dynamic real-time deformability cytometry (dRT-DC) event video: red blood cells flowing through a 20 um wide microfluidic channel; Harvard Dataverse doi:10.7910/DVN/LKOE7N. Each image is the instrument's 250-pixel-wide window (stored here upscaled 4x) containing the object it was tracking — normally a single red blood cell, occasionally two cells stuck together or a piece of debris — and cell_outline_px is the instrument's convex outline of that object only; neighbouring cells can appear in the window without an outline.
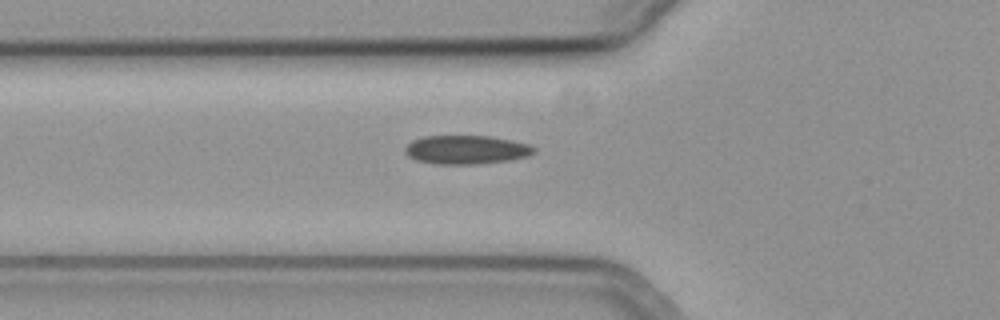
{"species": "common noctule bat (a hibernating species)", "species_latin": "Nyctalus noctula", "temperature_condition": "cold", "stored_images_in_passage": 38, "camera_frame_rate_fps": 3000, "um_per_image_px": 0.085, "animal": {"sex": "female", "body_mass_g": 19.3, "forearm_length_mm": 54.1}, "frame": {"image": 1, "passage_image": 2, "time_ms": 0.333, "image_size_px": [1000, 320], "cell_outline_px": [[536, 152], [528, 156], [508, 160], [472, 164], [436, 164], [416, 160], [408, 156], [404, 152], [404, 148], [412, 140], [424, 136], [488, 136], [528, 144], [536, 148]], "centroid_in_image_um": [39.6, 12.73], "position_along_channel_um": 86.2, "area_um2": 21.44}}
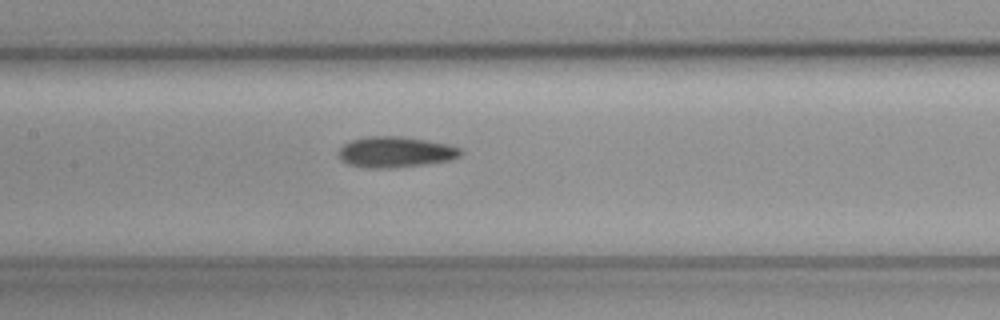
{"frame": {"image": 2, "passage_image": 9, "time_ms": 2.667, "image_size_px": [1000, 320], "cell_outline_px": [[464, 152], [460, 156], [448, 160], [424, 164], [392, 168], [364, 168], [348, 164], [340, 160], [336, 152], [344, 144], [352, 140], [368, 136], [400, 136], [428, 140], [448, 144], [460, 148]], "centroid_in_image_um": [33.58, 12.92], "position_along_channel_um": 173.8, "area_um2": 22.08}}
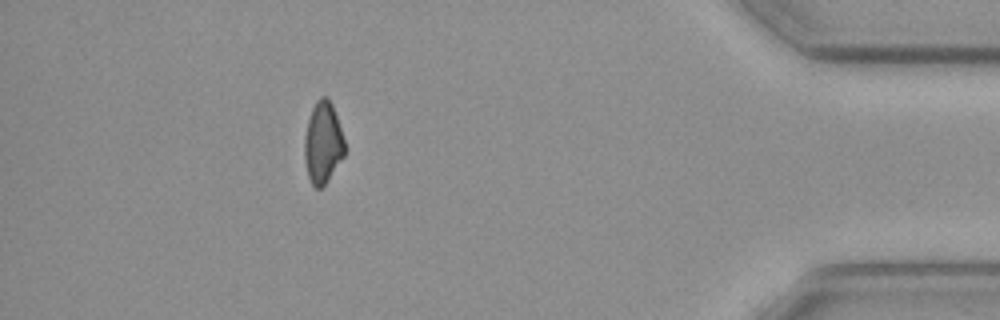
{"frame": {"image": 3, "passage_image": 32, "time_ms": 10.333, "image_size_px": [1000, 320], "cell_outline_px": [[344, 156], [324, 184], [320, 188], [316, 188], [312, 184], [308, 176], [304, 160], [304, 136], [308, 120], [312, 108], [316, 100], [320, 96], [328, 96], [332, 104], [344, 140]], "centroid_in_image_um": [27.42, 12.1], "position_along_channel_um": 407.8, "area_um2": 18.96}, "authors_computed_cell_mechanics": {"area_um2": 20.9525, "velocity_mm_per_s": 3.7265, "shape_relaxation_time_tau1_ms": 4.8994, "shape_relaxation_time_tau2_ms": null, "deformation_change_tau1": 0.0903, "deformation_change_tau2": null}}